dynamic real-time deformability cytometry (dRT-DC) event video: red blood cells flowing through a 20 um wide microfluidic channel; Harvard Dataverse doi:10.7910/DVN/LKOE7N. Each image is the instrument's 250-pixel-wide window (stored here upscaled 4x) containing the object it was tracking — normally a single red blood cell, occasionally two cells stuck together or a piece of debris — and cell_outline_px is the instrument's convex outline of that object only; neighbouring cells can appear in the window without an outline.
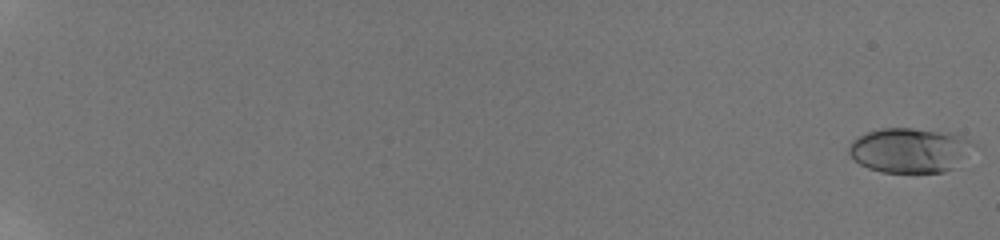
{"species": "human", "species_latin": "Homo sapiens", "temperature_condition": "room temperature", "stored_images_in_passage": 25, "camera_frame_rate_fps": 3000, "um_per_image_px": 0.085, "donor": {"sex": "male"}, "frame": {"image": 1, "passage_image": 1, "time_ms": 0.0, "image_size_px": [1000, 240], "cell_outline_px": [[972, 144], [952, 168], [944, 172], [880, 172], [868, 168], [860, 164], [848, 152], [848, 148], [852, 140], [856, 136], [880, 128], [912, 128], [948, 132], [960, 136], [968, 140]], "centroid_in_image_um": [77.2, 12.76], "position_along_channel_um": 7.8, "area_um2": 31.79}}
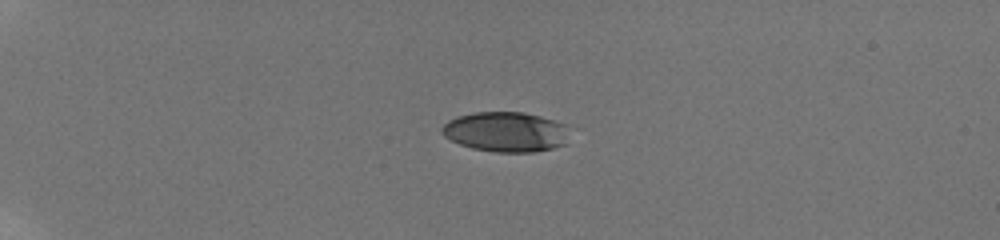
{"frame": {"image": 2, "passage_image": 16, "time_ms": 5.667, "image_size_px": [1000, 240], "cell_outline_px": [[564, 144], [552, 148], [536, 152], [496, 152], [472, 148], [460, 144], [444, 136], [440, 132], [440, 128], [448, 120], [456, 116], [476, 112], [524, 112], [540, 116], [564, 124]], "centroid_in_image_um": [42.9, 11.2], "position_along_channel_um": 42.1, "area_um2": 29.36}}
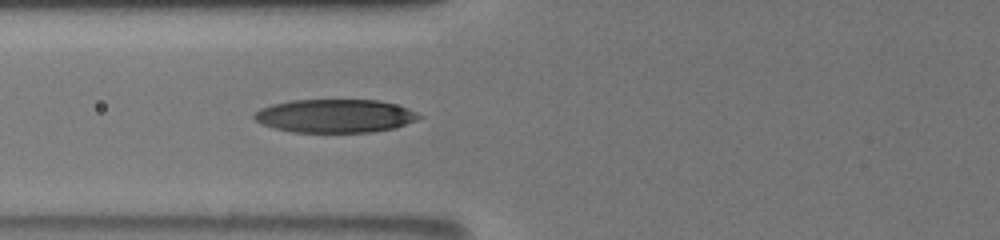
{"frame": {"image": 3, "passage_image": 25, "time_ms": 9.0, "image_size_px": [1000, 240], "cell_outline_px": [[424, 116], [416, 120], [396, 128], [372, 132], [292, 132], [276, 128], [264, 124], [256, 120], [252, 116], [260, 108], [272, 104], [292, 100], [380, 100], [396, 104], [408, 108]], "centroid_in_image_um": [28.52, 9.85], "position_along_channel_um": 97.3, "area_um2": 32.08}}